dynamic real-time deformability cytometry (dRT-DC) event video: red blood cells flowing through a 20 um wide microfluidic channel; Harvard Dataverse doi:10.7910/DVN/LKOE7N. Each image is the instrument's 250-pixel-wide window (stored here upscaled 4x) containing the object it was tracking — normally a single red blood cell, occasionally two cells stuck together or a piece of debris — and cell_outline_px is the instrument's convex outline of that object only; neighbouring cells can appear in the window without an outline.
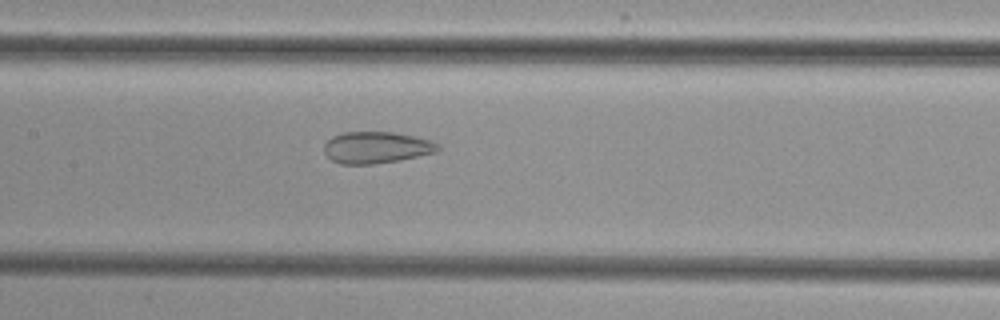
{"species": "common noctule bat (a hibernating species)", "species_latin": "Nyctalus noctula", "temperature_condition": "cold", "stored_images_in_passage": 53, "camera_frame_rate_fps": 3000, "um_per_image_px": 0.085, "animal": {"sex": "female", "body_mass_g": 29.2, "forearm_length_mm": 56.3}, "frame": {"image": 1, "passage_image": 26, "time_ms": 8.333, "image_size_px": [1000, 320], "cell_outline_px": [[440, 148], [436, 152], [400, 160], [372, 164], [340, 164], [332, 160], [324, 152], [324, 144], [332, 136], [344, 132], [396, 132], [416, 136], [432, 140], [440, 144]], "centroid_in_image_um": [32.02, 12.53], "position_along_channel_um": 175.4, "area_um2": 21.15}}
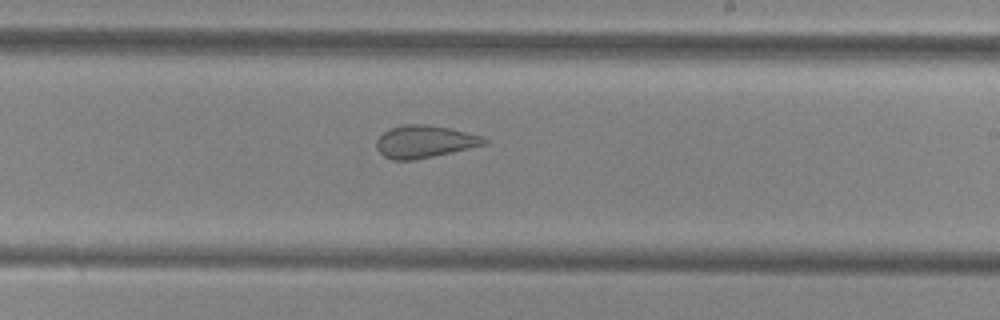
{"frame": {"image": 2, "passage_image": 32, "time_ms": 10.333, "image_size_px": [1000, 320], "cell_outline_px": [[488, 144], [432, 156], [412, 160], [392, 160], [384, 156], [376, 148], [376, 140], [388, 128], [404, 124], [424, 124], [448, 128], [484, 136], [488, 140]], "centroid_in_image_um": [36.08, 12.03], "position_along_channel_um": 252.9, "area_um2": 20.29}}
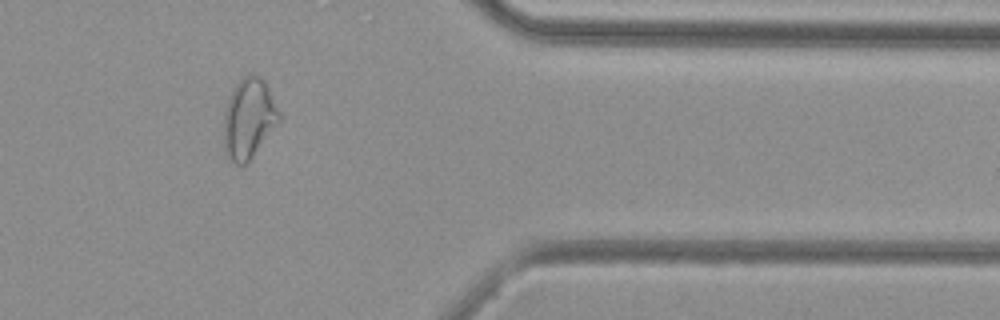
{"frame": {"image": 3, "passage_image": 44, "time_ms": 14.333, "image_size_px": [1000, 320], "cell_outline_px": [[280, 120], [252, 156], [244, 164], [236, 164], [228, 156], [224, 148], [224, 108], [232, 88], [244, 76], [252, 72], [260, 76], [264, 80], [280, 112]], "centroid_in_image_um": [21.13, 10.01], "position_along_channel_um": 390.3, "area_um2": 25.61}}